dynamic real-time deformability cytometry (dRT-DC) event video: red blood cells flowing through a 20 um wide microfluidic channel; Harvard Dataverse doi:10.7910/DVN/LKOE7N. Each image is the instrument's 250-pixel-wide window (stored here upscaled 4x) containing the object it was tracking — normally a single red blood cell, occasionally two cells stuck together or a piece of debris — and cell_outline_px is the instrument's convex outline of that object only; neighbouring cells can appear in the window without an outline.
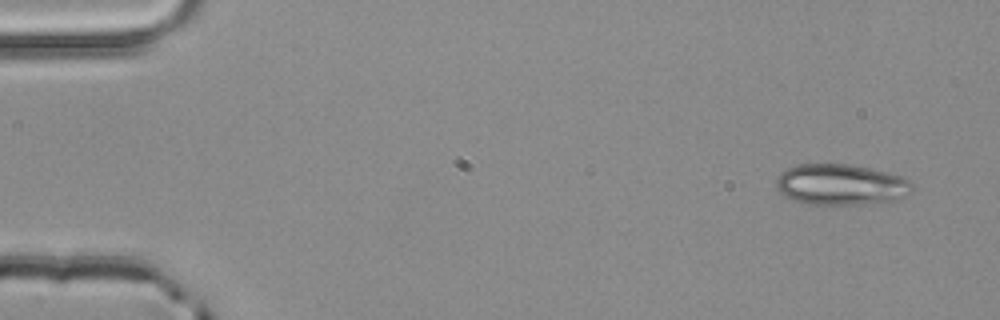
{"species": "common noctule bat (a hibernating species)", "species_latin": "Nyctalus noctula", "temperature_condition": "room temperature", "stored_images_in_passage": 3, "camera_frame_rate_fps": 3000, "um_per_image_px": 0.085, "animal": {"sex": "male", "body_mass_g": 20.4}, "frame": {"image": 1, "passage_image": 1, "time_ms": 0.0, "image_size_px": [1000, 320], "cell_outline_px": [[912, 188], [904, 196], [896, 200], [856, 204], [808, 204], [792, 200], [784, 196], [776, 188], [776, 176], [780, 172], [796, 164], [848, 164], [868, 168], [900, 176], [912, 180]], "centroid_in_image_um": [71.41, 15.68], "position_along_channel_um": 13.6, "area_um2": 32.31}}